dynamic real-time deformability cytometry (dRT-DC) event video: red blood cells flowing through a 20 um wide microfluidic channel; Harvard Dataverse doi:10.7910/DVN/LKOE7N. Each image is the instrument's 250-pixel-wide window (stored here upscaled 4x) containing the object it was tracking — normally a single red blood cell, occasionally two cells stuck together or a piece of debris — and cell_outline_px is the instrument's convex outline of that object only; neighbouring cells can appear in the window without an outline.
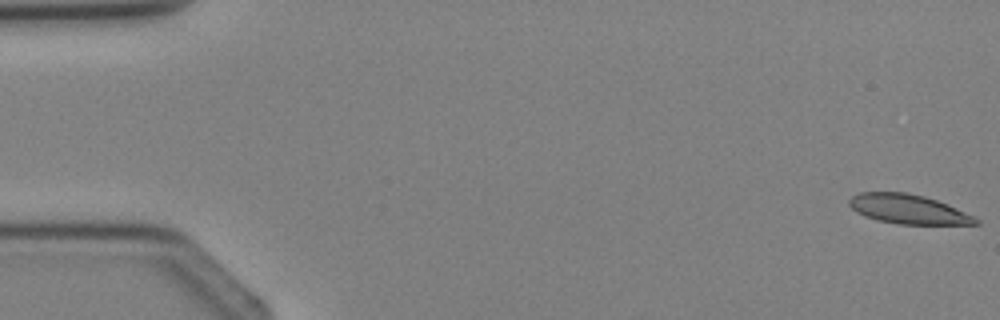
{"species": "Egyptian fruit bat (a non-hibernating species)", "species_latin": "Rousettus aegyptiacus", "temperature_condition": "cold", "stored_images_in_passage": 4, "camera_frame_rate_fps": 3000, "um_per_image_px": 0.085, "animal": {"sex": "female"}, "frame": {"image": 1, "passage_image": 1, "time_ms": 0.0, "image_size_px": [1000, 320], "cell_outline_px": [[980, 224], [900, 224], [876, 220], [864, 216], [856, 212], [848, 204], [848, 200], [852, 196], [860, 192], [908, 192], [924, 196], [948, 204], [976, 216], [980, 220]], "centroid_in_image_um": [77.21, 17.78], "position_along_channel_um": 7.8, "area_um2": 21.85}}
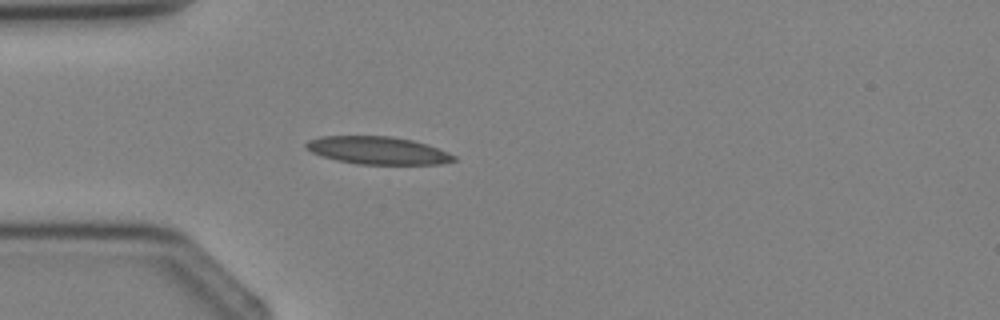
{"frame": {"image": 2, "passage_image": 4, "time_ms": 3.333, "image_size_px": [1000, 320], "cell_outline_px": [[456, 160], [440, 164], [360, 164], [336, 160], [320, 156], [304, 148], [304, 144], [308, 140], [320, 136], [392, 136], [412, 140], [428, 144], [448, 152], [456, 156]], "centroid_in_image_um": [32.09, 12.78], "position_along_channel_um": 52.9, "area_um2": 23.99}}